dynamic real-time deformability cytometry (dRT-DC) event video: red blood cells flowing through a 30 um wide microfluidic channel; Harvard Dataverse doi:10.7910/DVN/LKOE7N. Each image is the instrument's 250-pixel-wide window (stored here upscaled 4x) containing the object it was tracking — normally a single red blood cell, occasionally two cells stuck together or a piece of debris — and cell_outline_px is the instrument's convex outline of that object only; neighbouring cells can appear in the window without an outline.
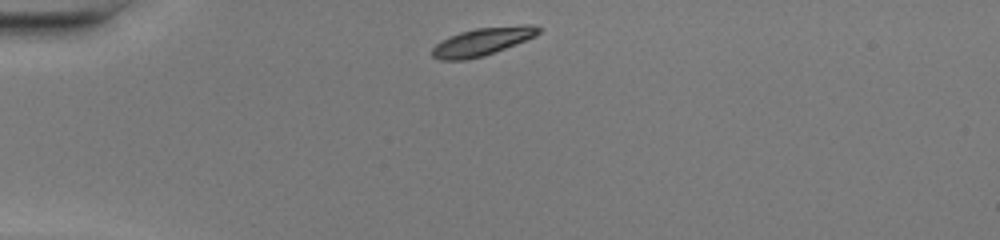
{"species": "common noctule bat (a hibernating species)", "species_latin": "Nyctalus noctula", "temperature_condition": "warm", "stored_images_in_passage": 37, "camera_frame_rate_fps": 3000, "um_per_image_px": 0.085, "animal": {"sex": "female", "body_mass_g": 20.0, "forearm_length_mm": 54.0}, "frame": {"image": 1, "passage_image": 1, "time_ms": 0.0, "image_size_px": [1000, 240], "cell_outline_px": [[540, 32], [536, 36], [516, 44], [484, 56], [464, 60], [440, 60], [432, 56], [432, 48], [436, 44], [460, 32], [476, 28], [524, 24], [532, 24], [540, 28]], "centroid_in_image_um": [41.04, 3.53], "position_along_channel_um": 44.0, "area_um2": 17.17}}
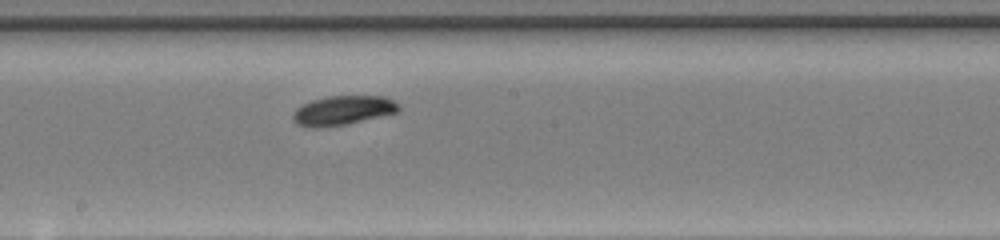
{"frame": {"image": 2, "passage_image": 16, "time_ms": 5.0, "image_size_px": [1000, 240], "cell_outline_px": [[400, 108], [396, 112], [348, 124], [316, 128], [312, 128], [296, 124], [292, 120], [292, 112], [296, 108], [312, 100], [328, 96], [384, 96], [392, 100]], "centroid_in_image_um": [29.07, 9.39], "position_along_channel_um": 219.1, "area_um2": 17.98}}
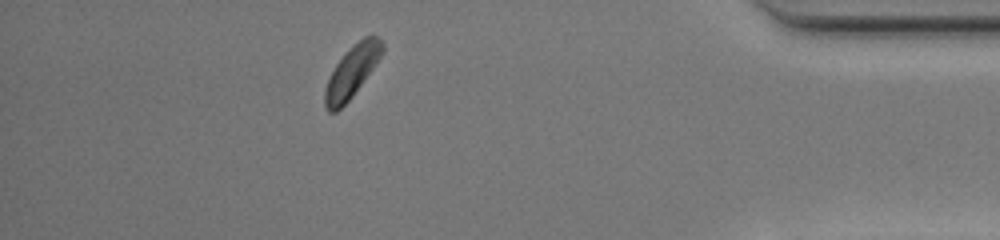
{"frame": {"image": 3, "passage_image": 32, "time_ms": 10.333, "image_size_px": [1000, 240], "cell_outline_px": [[384, 52], [352, 96], [336, 112], [328, 112], [324, 108], [324, 88], [336, 64], [352, 44], [364, 36], [372, 32], [384, 44]], "centroid_in_image_um": [29.91, 6.05], "position_along_channel_um": 405.3, "area_um2": 17.22}, "authors_computed_cell_mechanics": {"area_um2": 17.5134, "velocity_mm_per_s": 4.2187, "shape_relaxation_time_tau1_ms": 2.0552, "shape_relaxation_time_tau2_ms": null, "deformation_change_tau1": 0.113, "deformation_change_tau2": null}}